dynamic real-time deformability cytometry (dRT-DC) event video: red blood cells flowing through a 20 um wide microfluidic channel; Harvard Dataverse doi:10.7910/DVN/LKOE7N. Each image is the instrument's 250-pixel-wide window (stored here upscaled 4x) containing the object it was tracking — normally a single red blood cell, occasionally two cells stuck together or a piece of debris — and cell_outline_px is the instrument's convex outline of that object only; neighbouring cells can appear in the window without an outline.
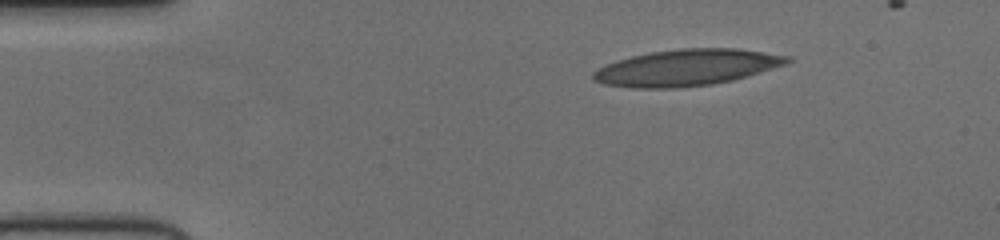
{"species": "human", "species_latin": "Homo sapiens", "temperature_condition": "cold", "stored_images_in_passage": 45, "camera_frame_rate_fps": 3000, "um_per_image_px": 0.085, "donor": {"sex": "female"}, "frame": {"image": 1, "passage_image": 1, "time_ms": 0.0, "image_size_px": [1000, 240], "cell_outline_px": [[792, 60], [784, 64], [748, 76], [732, 80], [712, 84], [676, 88], [632, 88], [604, 84], [592, 80], [592, 72], [604, 64], [616, 60], [632, 56], [652, 52], [680, 48], [736, 48], [792, 56]], "centroid_in_image_um": [58.33, 5.74], "position_along_channel_um": 26.7, "area_um2": 41.15}}
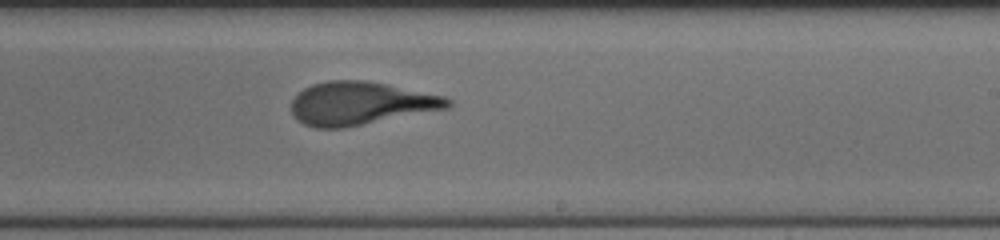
{"frame": {"image": 2, "passage_image": 24, "time_ms": 7.667, "image_size_px": [1000, 240], "cell_outline_px": [[452, 104], [448, 108], [344, 128], [316, 128], [304, 124], [296, 120], [292, 116], [292, 100], [304, 88], [312, 84], [328, 80], [364, 80], [388, 84], [444, 96], [452, 100]], "centroid_in_image_um": [30.63, 8.79], "position_along_channel_um": 258.4, "area_um2": 39.3}}
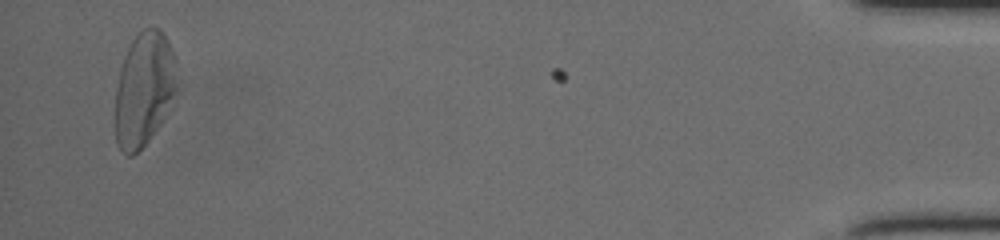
{"frame": {"image": 3, "passage_image": 43, "time_ms": 14.0, "image_size_px": [1000, 240], "cell_outline_px": [[176, 88], [160, 124], [148, 140], [132, 156], [124, 156], [120, 152], [116, 144], [116, 88], [120, 68], [124, 56], [132, 40], [144, 28], [152, 24], [160, 28], [168, 40], [172, 48], [176, 60]], "centroid_in_image_um": [12.23, 7.54], "position_along_channel_um": 423.0, "area_um2": 40.98}}